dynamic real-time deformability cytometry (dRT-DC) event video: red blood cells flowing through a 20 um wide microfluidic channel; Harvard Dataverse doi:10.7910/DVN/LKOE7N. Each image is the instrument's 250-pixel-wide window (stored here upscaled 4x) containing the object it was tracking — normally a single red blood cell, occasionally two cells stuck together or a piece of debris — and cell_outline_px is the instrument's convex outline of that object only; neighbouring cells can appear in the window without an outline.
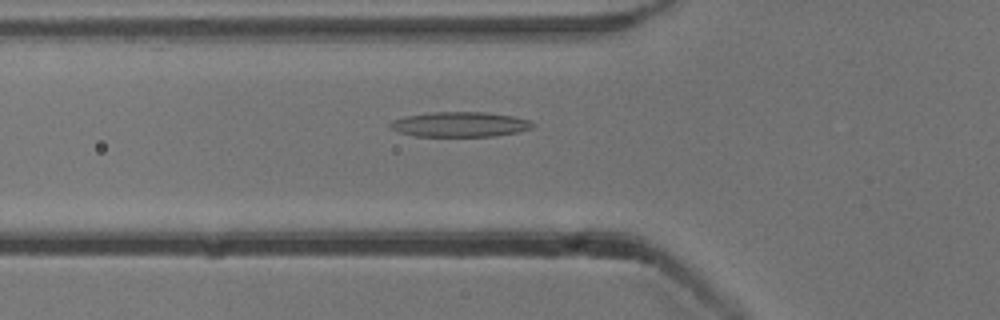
{"species": "common noctule bat (a hibernating species)", "species_latin": "Nyctalus noctula", "temperature_condition": "cold", "stored_images_in_passage": 30, "camera_frame_rate_fps": 3000, "um_per_image_px": 0.085, "animal": {"sex": "male", "body_mass_g": 13.3}, "frame": {"image": 1, "passage_image": 9, "time_ms": 2.667, "image_size_px": [1000, 320], "cell_outline_px": [[536, 124], [532, 128], [520, 132], [496, 136], [416, 136], [400, 132], [392, 128], [388, 124], [392, 120], [404, 116], [428, 112], [484, 112], [512, 116], [528, 120]], "centroid_in_image_um": [39.1, 10.57], "position_along_channel_um": 86.7, "area_um2": 20.81}}
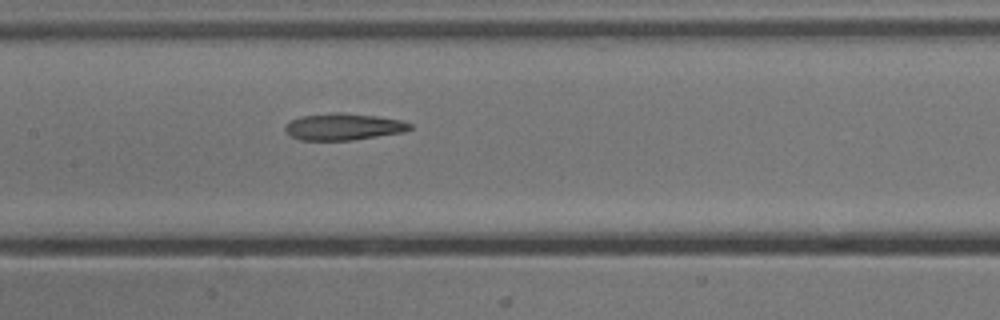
{"frame": {"image": 2, "passage_image": 16, "time_ms": 5.0, "image_size_px": [1000, 320], "cell_outline_px": [[412, 128], [404, 132], [352, 140], [300, 140], [292, 136], [284, 128], [292, 120], [300, 116], [332, 112], [344, 112], [376, 116], [400, 120], [412, 124]], "centroid_in_image_um": [29.22, 10.76], "position_along_channel_um": 178.2, "area_um2": 19.36}}
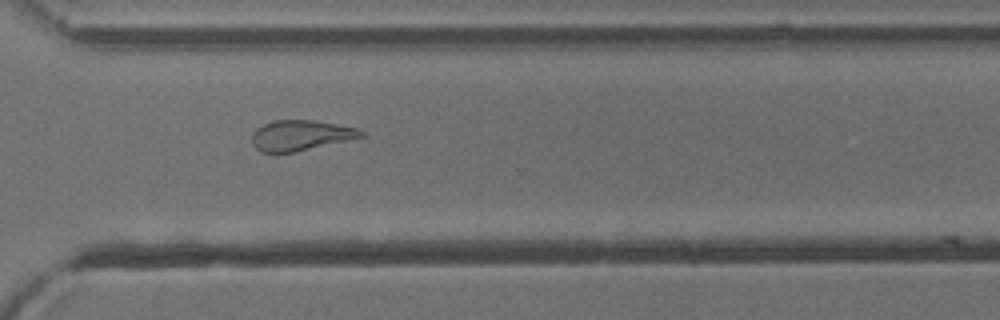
{"frame": {"image": 3, "passage_image": 29, "time_ms": 9.333, "image_size_px": [1000, 320], "cell_outline_px": [[364, 136], [348, 140], [292, 152], [260, 152], [252, 144], [252, 132], [256, 128], [272, 120], [312, 120], [336, 124], [356, 128], [364, 132]], "centroid_in_image_um": [25.5, 11.49], "position_along_channel_um": 345.1, "area_um2": 19.07}}